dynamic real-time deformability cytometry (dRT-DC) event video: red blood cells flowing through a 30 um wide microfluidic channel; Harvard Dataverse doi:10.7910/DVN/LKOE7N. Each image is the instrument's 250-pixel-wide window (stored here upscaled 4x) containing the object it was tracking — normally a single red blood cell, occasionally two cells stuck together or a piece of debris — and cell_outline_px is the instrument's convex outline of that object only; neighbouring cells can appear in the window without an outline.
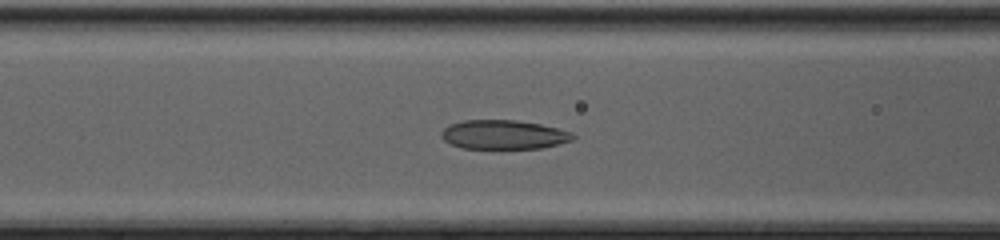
{"species": "common noctule bat (a hibernating species)", "species_latin": "Nyctalus noctula", "temperature_condition": "cold", "stored_images_in_passage": 50, "camera_frame_rate_fps": 3000, "um_per_image_px": 0.085, "animal": {"sex": "female", "body_mass_g": 20.0, "forearm_length_mm": 54.0}, "frame": {"image": 1, "passage_image": 23, "time_ms": 7.333, "image_size_px": [1000, 240], "cell_outline_px": [[576, 136], [572, 140], [544, 148], [500, 152], [460, 148], [444, 140], [440, 136], [440, 132], [448, 124], [464, 120], [516, 120], [540, 124], [572, 132]], "centroid_in_image_um": [42.78, 11.5], "position_along_channel_um": 123.8, "area_um2": 23.58}}
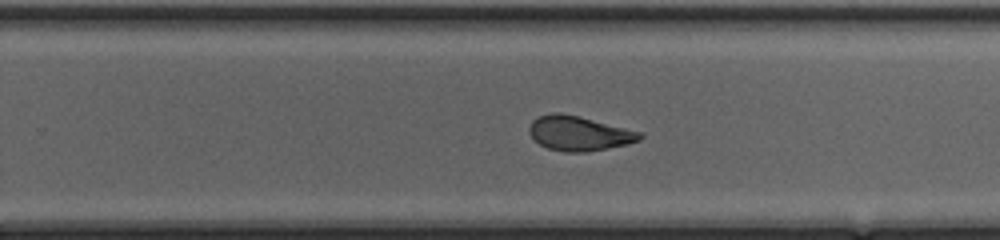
{"frame": {"image": 2, "passage_image": 34, "time_ms": 11.0, "image_size_px": [1000, 240], "cell_outline_px": [[644, 136], [640, 140], [628, 144], [608, 148], [584, 152], [564, 152], [548, 148], [540, 144], [528, 132], [528, 128], [532, 120], [540, 116], [552, 112], [560, 112], [580, 116], [640, 132]], "centroid_in_image_um": [49.2, 11.33], "position_along_channel_um": 280.6, "area_um2": 22.25}}
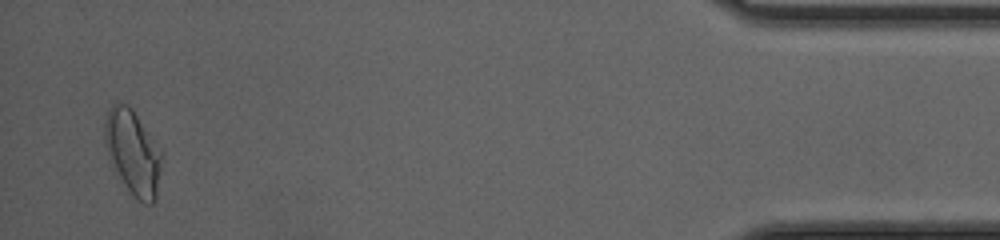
{"frame": {"image": 3, "passage_image": 49, "time_ms": 16.0, "image_size_px": [1000, 240], "cell_outline_px": [[164, 156], [156, 200], [152, 204], [144, 204], [136, 200], [120, 176], [108, 152], [104, 136], [104, 120], [108, 108], [116, 100], [120, 100], [128, 104], [132, 108], [160, 148]], "centroid_in_image_um": [11.34, 12.91], "position_along_channel_um": 423.9, "area_um2": 28.26}, "authors_computed_cell_mechanics": {"area_um2": 24.2471, "velocity_mm_per_s": 4.2946, "shape_relaxation_time_tau1_ms": null, "shape_relaxation_time_tau2_ms": 1.6047, "deformation_change_tau1": null, "deformation_change_tau2": 0.0847}}